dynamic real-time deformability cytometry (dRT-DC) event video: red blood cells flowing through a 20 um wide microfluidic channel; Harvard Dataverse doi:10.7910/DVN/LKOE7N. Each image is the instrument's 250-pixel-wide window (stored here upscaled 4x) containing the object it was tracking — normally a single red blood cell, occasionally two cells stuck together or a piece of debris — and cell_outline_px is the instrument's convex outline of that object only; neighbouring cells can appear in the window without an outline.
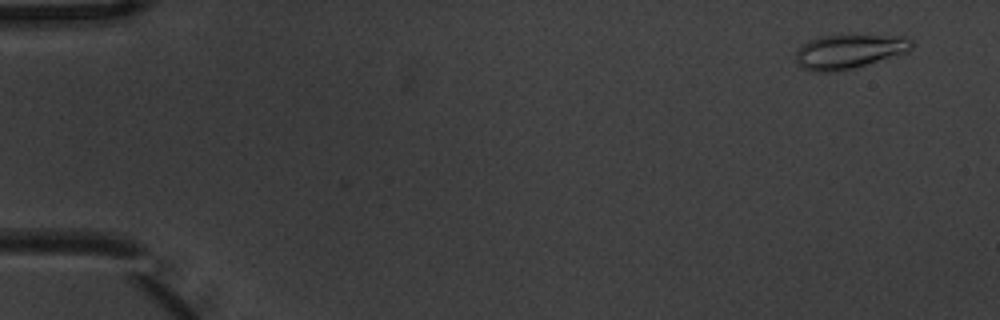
{"species": "common noctule bat (a hibernating species)", "species_latin": "Nyctalus noctula", "temperature_condition": "warm", "stored_images_in_passage": 5, "camera_frame_rate_fps": 3000, "um_per_image_px": 0.085, "animal": {"sex": "male", "body_mass_g": 20.1, "forearm_length_mm": 53.5}, "frame": {"image": 1, "passage_image": 1, "time_ms": 0.0, "image_size_px": [1000, 320], "cell_outline_px": [[912, 48], [908, 52], [852, 68], [832, 72], [812, 72], [796, 64], [796, 52], [808, 40], [820, 36], [840, 32], [908, 36], [912, 40]], "centroid_in_image_um": [72.19, 4.31], "position_along_channel_um": 12.8, "area_um2": 24.1}}